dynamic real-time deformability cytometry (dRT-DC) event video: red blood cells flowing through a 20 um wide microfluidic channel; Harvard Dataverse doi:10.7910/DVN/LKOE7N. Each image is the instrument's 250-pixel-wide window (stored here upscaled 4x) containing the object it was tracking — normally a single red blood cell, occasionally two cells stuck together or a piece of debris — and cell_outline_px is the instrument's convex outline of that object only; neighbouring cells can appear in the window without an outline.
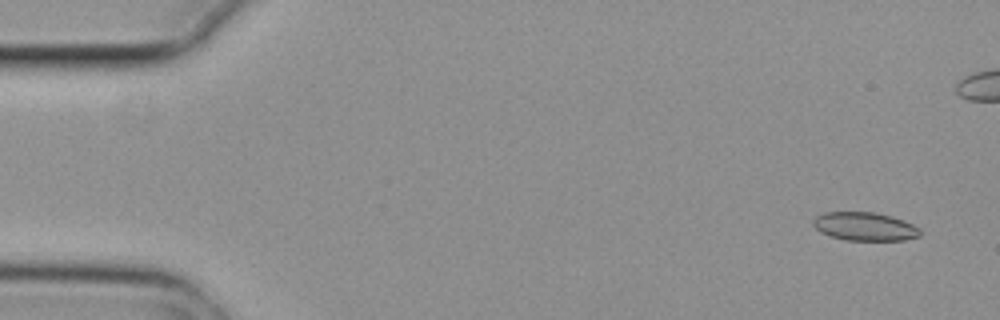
{"species": "common noctule bat (a hibernating species)", "species_latin": "Nyctalus noctula", "temperature_condition": "cold", "stored_images_in_passage": 5, "camera_frame_rate_fps": 3000, "um_per_image_px": 0.085, "animal": {"sex": "female", "body_mass_g": 29.2, "forearm_length_mm": 56.3}, "frame": {"image": 1, "passage_image": 1, "time_ms": 0.0, "image_size_px": [1000, 320], "cell_outline_px": [[920, 236], [904, 240], [844, 240], [820, 232], [812, 224], [812, 220], [816, 216], [824, 212], [876, 212], [892, 216], [904, 220], [920, 228]], "centroid_in_image_um": [73.5, 19.24], "position_along_channel_um": 11.5, "area_um2": 17.8}}
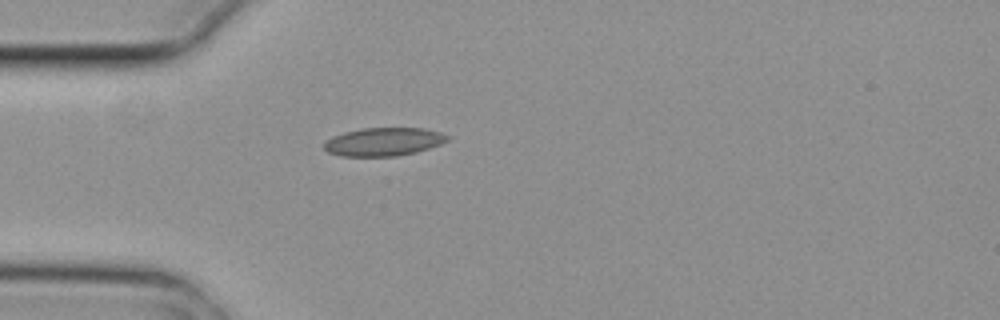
{"frame": {"image": 2, "passage_image": 5, "time_ms": 1.333, "image_size_px": [1000, 320], "cell_outline_px": [[452, 136], [448, 140], [440, 144], [416, 152], [396, 156], [340, 156], [328, 152], [324, 148], [324, 140], [332, 136], [344, 132], [360, 128], [424, 128], [440, 132]], "centroid_in_image_um": [32.59, 12.04], "position_along_channel_um": 52.4, "area_um2": 20.46}}